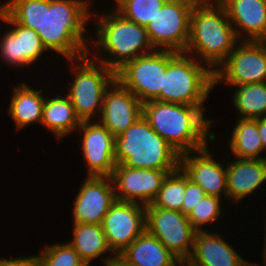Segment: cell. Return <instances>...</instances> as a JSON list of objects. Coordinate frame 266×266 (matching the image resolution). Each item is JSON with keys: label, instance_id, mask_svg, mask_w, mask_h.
I'll use <instances>...</instances> for the list:
<instances>
[{"label": "cell", "instance_id": "cell-1", "mask_svg": "<svg viewBox=\"0 0 266 266\" xmlns=\"http://www.w3.org/2000/svg\"><path fill=\"white\" fill-rule=\"evenodd\" d=\"M87 4L84 0H10L1 7L17 23L35 30L47 50L78 60L88 53L83 37L90 16Z\"/></svg>", "mask_w": 266, "mask_h": 266}, {"label": "cell", "instance_id": "cell-2", "mask_svg": "<svg viewBox=\"0 0 266 266\" xmlns=\"http://www.w3.org/2000/svg\"><path fill=\"white\" fill-rule=\"evenodd\" d=\"M198 0L190 18V33L185 53L195 50L211 70L221 65L237 45L233 25L225 7L218 1ZM212 67H214L212 69Z\"/></svg>", "mask_w": 266, "mask_h": 266}, {"label": "cell", "instance_id": "cell-3", "mask_svg": "<svg viewBox=\"0 0 266 266\" xmlns=\"http://www.w3.org/2000/svg\"><path fill=\"white\" fill-rule=\"evenodd\" d=\"M115 162L134 169L177 170L180 154L142 115L115 137Z\"/></svg>", "mask_w": 266, "mask_h": 266}, {"label": "cell", "instance_id": "cell-4", "mask_svg": "<svg viewBox=\"0 0 266 266\" xmlns=\"http://www.w3.org/2000/svg\"><path fill=\"white\" fill-rule=\"evenodd\" d=\"M99 20L95 43L98 44L97 47L104 49L105 54L107 52L114 57L113 60L101 58L100 62L113 71L116 72L126 62L155 50L149 40L147 29L126 20L115 10L114 13L103 14Z\"/></svg>", "mask_w": 266, "mask_h": 266}, {"label": "cell", "instance_id": "cell-5", "mask_svg": "<svg viewBox=\"0 0 266 266\" xmlns=\"http://www.w3.org/2000/svg\"><path fill=\"white\" fill-rule=\"evenodd\" d=\"M199 62L185 52L169 51L163 88L156 100L185 105L210 93L214 87V71Z\"/></svg>", "mask_w": 266, "mask_h": 266}, {"label": "cell", "instance_id": "cell-6", "mask_svg": "<svg viewBox=\"0 0 266 266\" xmlns=\"http://www.w3.org/2000/svg\"><path fill=\"white\" fill-rule=\"evenodd\" d=\"M88 56L79 58L82 63L73 66L76 77L67 93L81 122L90 121L97 108L102 110L106 90L116 80L115 71L101 62L96 66Z\"/></svg>", "mask_w": 266, "mask_h": 266}, {"label": "cell", "instance_id": "cell-7", "mask_svg": "<svg viewBox=\"0 0 266 266\" xmlns=\"http://www.w3.org/2000/svg\"><path fill=\"white\" fill-rule=\"evenodd\" d=\"M143 117L180 155L206 147L188 127L184 104L148 101L143 103Z\"/></svg>", "mask_w": 266, "mask_h": 266}, {"label": "cell", "instance_id": "cell-8", "mask_svg": "<svg viewBox=\"0 0 266 266\" xmlns=\"http://www.w3.org/2000/svg\"><path fill=\"white\" fill-rule=\"evenodd\" d=\"M198 0H166L146 27L154 48L185 52L189 40L190 18Z\"/></svg>", "mask_w": 266, "mask_h": 266}, {"label": "cell", "instance_id": "cell-9", "mask_svg": "<svg viewBox=\"0 0 266 266\" xmlns=\"http://www.w3.org/2000/svg\"><path fill=\"white\" fill-rule=\"evenodd\" d=\"M169 63V50L155 49L126 62L116 71V79L142 103L156 100L163 88V74Z\"/></svg>", "mask_w": 266, "mask_h": 266}, {"label": "cell", "instance_id": "cell-10", "mask_svg": "<svg viewBox=\"0 0 266 266\" xmlns=\"http://www.w3.org/2000/svg\"><path fill=\"white\" fill-rule=\"evenodd\" d=\"M145 224L149 233L185 263L192 253L197 232L187 215L150 204L146 206Z\"/></svg>", "mask_w": 266, "mask_h": 266}, {"label": "cell", "instance_id": "cell-11", "mask_svg": "<svg viewBox=\"0 0 266 266\" xmlns=\"http://www.w3.org/2000/svg\"><path fill=\"white\" fill-rule=\"evenodd\" d=\"M220 66L214 69V85L224 80L235 87L266 82V41L243 40Z\"/></svg>", "mask_w": 266, "mask_h": 266}, {"label": "cell", "instance_id": "cell-12", "mask_svg": "<svg viewBox=\"0 0 266 266\" xmlns=\"http://www.w3.org/2000/svg\"><path fill=\"white\" fill-rule=\"evenodd\" d=\"M139 204L116 200L103 219L102 229L116 256L146 230V206Z\"/></svg>", "mask_w": 266, "mask_h": 266}, {"label": "cell", "instance_id": "cell-13", "mask_svg": "<svg viewBox=\"0 0 266 266\" xmlns=\"http://www.w3.org/2000/svg\"><path fill=\"white\" fill-rule=\"evenodd\" d=\"M175 170L134 169L116 164L111 179L118 201L153 203L167 175ZM117 188V189H116Z\"/></svg>", "mask_w": 266, "mask_h": 266}, {"label": "cell", "instance_id": "cell-14", "mask_svg": "<svg viewBox=\"0 0 266 266\" xmlns=\"http://www.w3.org/2000/svg\"><path fill=\"white\" fill-rule=\"evenodd\" d=\"M111 177L88 176L76 197L73 223L102 224L109 208L116 202Z\"/></svg>", "mask_w": 266, "mask_h": 266}, {"label": "cell", "instance_id": "cell-15", "mask_svg": "<svg viewBox=\"0 0 266 266\" xmlns=\"http://www.w3.org/2000/svg\"><path fill=\"white\" fill-rule=\"evenodd\" d=\"M82 121V151L88 164L87 176L111 177L116 166L115 136L100 123Z\"/></svg>", "mask_w": 266, "mask_h": 266}, {"label": "cell", "instance_id": "cell-16", "mask_svg": "<svg viewBox=\"0 0 266 266\" xmlns=\"http://www.w3.org/2000/svg\"><path fill=\"white\" fill-rule=\"evenodd\" d=\"M111 86L104 96L99 123L116 137L143 115V103L117 79Z\"/></svg>", "mask_w": 266, "mask_h": 266}, {"label": "cell", "instance_id": "cell-17", "mask_svg": "<svg viewBox=\"0 0 266 266\" xmlns=\"http://www.w3.org/2000/svg\"><path fill=\"white\" fill-rule=\"evenodd\" d=\"M0 20L15 26L4 35L0 43V54L9 64L16 67L30 65L47 51L35 30L17 23L2 7Z\"/></svg>", "mask_w": 266, "mask_h": 266}, {"label": "cell", "instance_id": "cell-18", "mask_svg": "<svg viewBox=\"0 0 266 266\" xmlns=\"http://www.w3.org/2000/svg\"><path fill=\"white\" fill-rule=\"evenodd\" d=\"M208 147L198 150L197 157H191V152L180 155V167L189 178L199 185L206 195L220 198L221 191L227 196L226 168L213 160L212 155L207 151Z\"/></svg>", "mask_w": 266, "mask_h": 266}, {"label": "cell", "instance_id": "cell-19", "mask_svg": "<svg viewBox=\"0 0 266 266\" xmlns=\"http://www.w3.org/2000/svg\"><path fill=\"white\" fill-rule=\"evenodd\" d=\"M234 249L215 233L198 231L194 237L193 250L183 266H247Z\"/></svg>", "mask_w": 266, "mask_h": 266}, {"label": "cell", "instance_id": "cell-20", "mask_svg": "<svg viewBox=\"0 0 266 266\" xmlns=\"http://www.w3.org/2000/svg\"><path fill=\"white\" fill-rule=\"evenodd\" d=\"M226 9L228 19L235 24L236 37L248 33L245 41H266V0H218ZM250 38V39H249Z\"/></svg>", "mask_w": 266, "mask_h": 266}, {"label": "cell", "instance_id": "cell-21", "mask_svg": "<svg viewBox=\"0 0 266 266\" xmlns=\"http://www.w3.org/2000/svg\"><path fill=\"white\" fill-rule=\"evenodd\" d=\"M117 258L127 266H177L178 264L183 266L184 264L147 230Z\"/></svg>", "mask_w": 266, "mask_h": 266}, {"label": "cell", "instance_id": "cell-22", "mask_svg": "<svg viewBox=\"0 0 266 266\" xmlns=\"http://www.w3.org/2000/svg\"><path fill=\"white\" fill-rule=\"evenodd\" d=\"M226 167L227 197L234 202L253 193L266 180V159H240Z\"/></svg>", "mask_w": 266, "mask_h": 266}, {"label": "cell", "instance_id": "cell-23", "mask_svg": "<svg viewBox=\"0 0 266 266\" xmlns=\"http://www.w3.org/2000/svg\"><path fill=\"white\" fill-rule=\"evenodd\" d=\"M42 123L54 132L55 136L62 138L79 128L81 120L77 117L69 97L66 95L62 98L57 95L44 100Z\"/></svg>", "mask_w": 266, "mask_h": 266}, {"label": "cell", "instance_id": "cell-24", "mask_svg": "<svg viewBox=\"0 0 266 266\" xmlns=\"http://www.w3.org/2000/svg\"><path fill=\"white\" fill-rule=\"evenodd\" d=\"M43 90L37 91L26 84L15 87L10 101L9 113L16 123L17 129L28 124L42 120V112L45 98L41 95Z\"/></svg>", "mask_w": 266, "mask_h": 266}, {"label": "cell", "instance_id": "cell-25", "mask_svg": "<svg viewBox=\"0 0 266 266\" xmlns=\"http://www.w3.org/2000/svg\"><path fill=\"white\" fill-rule=\"evenodd\" d=\"M74 239L68 242L79 254L81 259L90 266L92 259L110 249L105 233L100 224L74 223Z\"/></svg>", "mask_w": 266, "mask_h": 266}, {"label": "cell", "instance_id": "cell-26", "mask_svg": "<svg viewBox=\"0 0 266 266\" xmlns=\"http://www.w3.org/2000/svg\"><path fill=\"white\" fill-rule=\"evenodd\" d=\"M230 149L234 156L240 159H266L259 156L263 151V143L257 129V119L237 120L233 129Z\"/></svg>", "mask_w": 266, "mask_h": 266}, {"label": "cell", "instance_id": "cell-27", "mask_svg": "<svg viewBox=\"0 0 266 266\" xmlns=\"http://www.w3.org/2000/svg\"><path fill=\"white\" fill-rule=\"evenodd\" d=\"M234 106L242 119L266 117V82L237 86Z\"/></svg>", "mask_w": 266, "mask_h": 266}, {"label": "cell", "instance_id": "cell-28", "mask_svg": "<svg viewBox=\"0 0 266 266\" xmlns=\"http://www.w3.org/2000/svg\"><path fill=\"white\" fill-rule=\"evenodd\" d=\"M185 189L186 173L179 167L177 170L167 175L152 205L154 207L176 210L182 213Z\"/></svg>", "mask_w": 266, "mask_h": 266}, {"label": "cell", "instance_id": "cell-29", "mask_svg": "<svg viewBox=\"0 0 266 266\" xmlns=\"http://www.w3.org/2000/svg\"><path fill=\"white\" fill-rule=\"evenodd\" d=\"M116 12L128 21L147 27L166 0H116Z\"/></svg>", "mask_w": 266, "mask_h": 266}, {"label": "cell", "instance_id": "cell-30", "mask_svg": "<svg viewBox=\"0 0 266 266\" xmlns=\"http://www.w3.org/2000/svg\"><path fill=\"white\" fill-rule=\"evenodd\" d=\"M36 258L38 266H87L69 243L48 245Z\"/></svg>", "mask_w": 266, "mask_h": 266}, {"label": "cell", "instance_id": "cell-31", "mask_svg": "<svg viewBox=\"0 0 266 266\" xmlns=\"http://www.w3.org/2000/svg\"><path fill=\"white\" fill-rule=\"evenodd\" d=\"M209 93L202 99L185 104V111L188 117V127L191 132L205 145L207 146V138L214 140V133H209L210 120L204 119L203 102H205Z\"/></svg>", "mask_w": 266, "mask_h": 266}, {"label": "cell", "instance_id": "cell-32", "mask_svg": "<svg viewBox=\"0 0 266 266\" xmlns=\"http://www.w3.org/2000/svg\"><path fill=\"white\" fill-rule=\"evenodd\" d=\"M220 199L216 196L205 195L202 200L187 215L192 227L198 232L201 226L213 222L221 214Z\"/></svg>", "mask_w": 266, "mask_h": 266}, {"label": "cell", "instance_id": "cell-33", "mask_svg": "<svg viewBox=\"0 0 266 266\" xmlns=\"http://www.w3.org/2000/svg\"><path fill=\"white\" fill-rule=\"evenodd\" d=\"M205 195L203 189L195 184L186 174V189L182 204V213L188 215Z\"/></svg>", "mask_w": 266, "mask_h": 266}, {"label": "cell", "instance_id": "cell-34", "mask_svg": "<svg viewBox=\"0 0 266 266\" xmlns=\"http://www.w3.org/2000/svg\"><path fill=\"white\" fill-rule=\"evenodd\" d=\"M37 264L36 256H30L26 258H15V259H1L0 266H35Z\"/></svg>", "mask_w": 266, "mask_h": 266}, {"label": "cell", "instance_id": "cell-35", "mask_svg": "<svg viewBox=\"0 0 266 266\" xmlns=\"http://www.w3.org/2000/svg\"><path fill=\"white\" fill-rule=\"evenodd\" d=\"M257 129L264 149H266V117L257 119Z\"/></svg>", "mask_w": 266, "mask_h": 266}, {"label": "cell", "instance_id": "cell-36", "mask_svg": "<svg viewBox=\"0 0 266 266\" xmlns=\"http://www.w3.org/2000/svg\"><path fill=\"white\" fill-rule=\"evenodd\" d=\"M103 260L106 266H127L121 260H119L116 255L111 258H103Z\"/></svg>", "mask_w": 266, "mask_h": 266}, {"label": "cell", "instance_id": "cell-37", "mask_svg": "<svg viewBox=\"0 0 266 266\" xmlns=\"http://www.w3.org/2000/svg\"><path fill=\"white\" fill-rule=\"evenodd\" d=\"M265 230H266V226H265ZM264 246H265V249H264V252H263L264 253L263 254L264 255L263 257H264V261L266 263V239H265V245Z\"/></svg>", "mask_w": 266, "mask_h": 266}, {"label": "cell", "instance_id": "cell-38", "mask_svg": "<svg viewBox=\"0 0 266 266\" xmlns=\"http://www.w3.org/2000/svg\"><path fill=\"white\" fill-rule=\"evenodd\" d=\"M247 266H257V265H254V263L253 264L249 263Z\"/></svg>", "mask_w": 266, "mask_h": 266}]
</instances>
